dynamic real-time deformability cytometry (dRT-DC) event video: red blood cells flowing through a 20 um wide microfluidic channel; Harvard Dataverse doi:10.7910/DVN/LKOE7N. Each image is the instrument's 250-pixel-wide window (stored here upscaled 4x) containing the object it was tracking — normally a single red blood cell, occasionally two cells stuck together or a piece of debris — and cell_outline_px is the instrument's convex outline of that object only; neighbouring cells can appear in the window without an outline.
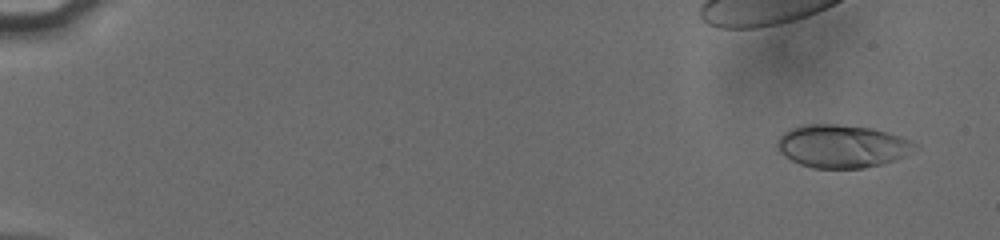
{"species": "human", "species_latin": "Homo sapiens", "temperature_condition": "cold", "stored_images_in_passage": 53, "camera_frame_rate_fps": 3000, "um_per_image_px": 0.085, "donor": {"sex": "male"}, "frame": {"image": 1, "passage_image": 4, "time_ms": 1.0, "image_size_px": [1000, 240], "cell_outline_px": [[916, 144], [896, 160], [864, 168], [812, 168], [800, 164], [784, 156], [776, 148], [776, 140], [784, 132], [800, 124], [836, 124], [872, 128], [888, 132], [900, 136]], "centroid_in_image_um": [71.47, 12.42], "position_along_channel_um": 13.5, "area_um2": 34.16}}
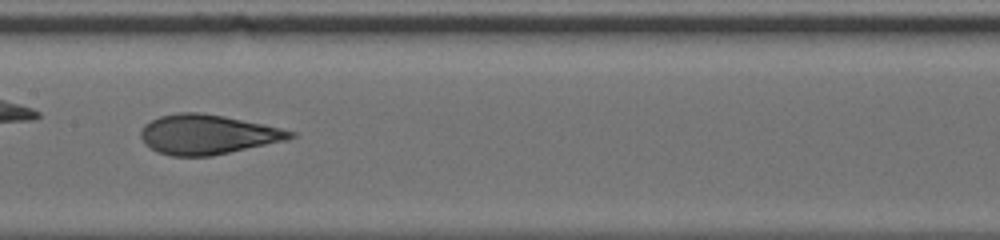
{"frame": {"image": 2, "passage_image": 31, "time_ms": 10.0, "image_size_px": [1000, 240], "cell_outline_px": [[296, 136], [288, 140], [212, 156], [172, 156], [156, 152], [144, 144], [140, 136], [140, 132], [144, 124], [160, 116], [180, 112], [200, 112], [224, 116], [280, 128], [296, 132]], "centroid_in_image_um": [17.62, 11.44], "position_along_channel_um": 189.8, "area_um2": 34.62}}
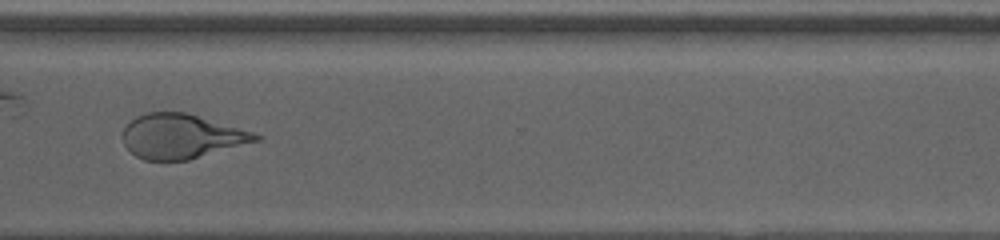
{"frame": {"image": 3, "passage_image": 44, "time_ms": 14.333, "image_size_px": [1000, 240], "cell_outline_px": [[264, 136], [260, 140], [188, 160], [144, 160], [136, 156], [124, 144], [120, 136], [124, 128], [136, 116], [148, 112], [184, 112], [252, 132]], "centroid_in_image_um": [15.38, 11.59], "position_along_channel_um": 355.2, "area_um2": 34.1}, "authors_computed_cell_mechanics": {"area_um2": 33.9864, "velocity_mm_per_s": 3.8371, "shape_relaxation_time_tau1_ms": 5.0391, "shape_relaxation_time_tau2_ms": 1.0288, "deformation_change_tau1": 0.183, "deformation_change_tau2": 0.0805}}